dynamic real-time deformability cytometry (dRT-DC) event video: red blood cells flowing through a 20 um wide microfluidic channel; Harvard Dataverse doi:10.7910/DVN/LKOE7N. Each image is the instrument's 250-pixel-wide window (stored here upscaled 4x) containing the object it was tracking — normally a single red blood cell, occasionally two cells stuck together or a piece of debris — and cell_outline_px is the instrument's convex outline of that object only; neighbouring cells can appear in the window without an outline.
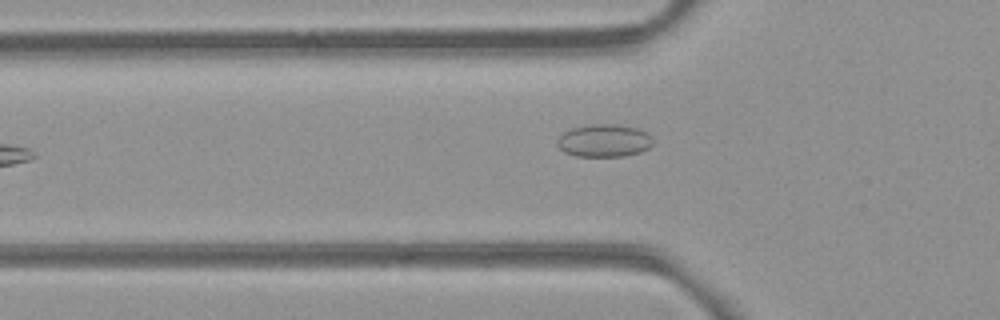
{"species": "common noctule bat (a hibernating species)", "species_latin": "Nyctalus noctula", "temperature_condition": "room temperature", "stored_images_in_passage": 31, "camera_frame_rate_fps": 3000, "um_per_image_px": 0.085, "animal": {"sex": "female", "body_mass_g": 21.9}, "frame": {"image": 1, "passage_image": 2, "time_ms": 0.333, "image_size_px": [1000, 320], "cell_outline_px": [[652, 144], [648, 148], [640, 152], [624, 156], [576, 156], [564, 152], [556, 144], [556, 140], [564, 132], [572, 128], [592, 124], [612, 124], [640, 128], [648, 132], [652, 136]], "centroid_in_image_um": [51.36, 11.95], "position_along_channel_um": 74.4, "area_um2": 18.32}}
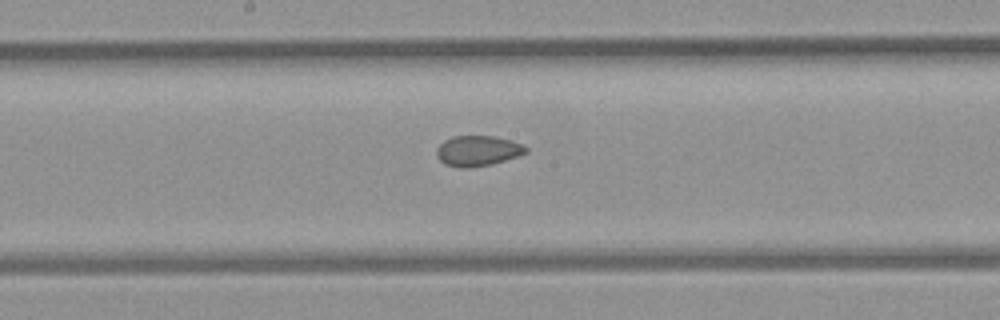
{"frame": {"image": 2, "passage_image": 12, "time_ms": 3.667, "image_size_px": [1000, 320], "cell_outline_px": [[528, 152], [492, 164], [472, 168], [460, 168], [444, 164], [436, 156], [436, 148], [444, 140], [452, 136], [492, 136], [508, 140], [520, 144], [528, 148]], "centroid_in_image_um": [40.55, 12.83], "position_along_channel_um": 207.7, "area_um2": 15.78}}
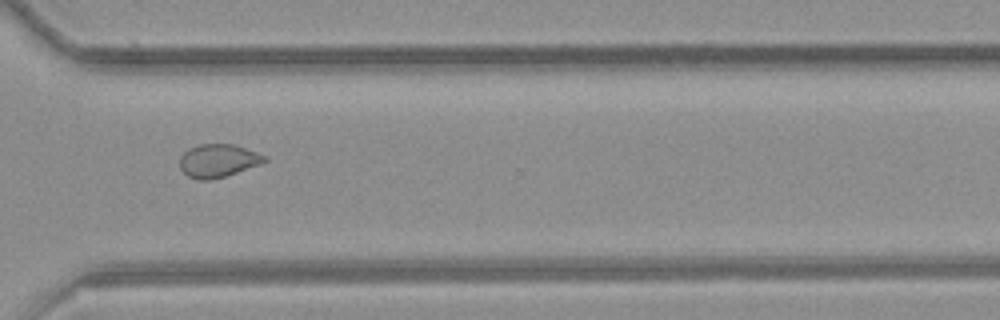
{"frame": {"image": 3, "passage_image": 23, "time_ms": 7.333, "image_size_px": [1000, 320], "cell_outline_px": [[268, 160], [260, 164], [212, 180], [196, 180], [188, 176], [180, 168], [180, 156], [188, 148], [200, 144], [236, 144], [256, 152], [264, 156]], "centroid_in_image_um": [18.5, 13.65], "position_along_channel_um": 352.1, "area_um2": 16.3}, "authors_computed_cell_mechanics": {"area_um2": 16.2996, "velocity_mm_per_s": 3.9564, "shape_relaxation_time_tau1_ms": null, "shape_relaxation_time_tau2_ms": 2.5684, "deformation_change_tau1": null, "deformation_change_tau2": 0.0737}}